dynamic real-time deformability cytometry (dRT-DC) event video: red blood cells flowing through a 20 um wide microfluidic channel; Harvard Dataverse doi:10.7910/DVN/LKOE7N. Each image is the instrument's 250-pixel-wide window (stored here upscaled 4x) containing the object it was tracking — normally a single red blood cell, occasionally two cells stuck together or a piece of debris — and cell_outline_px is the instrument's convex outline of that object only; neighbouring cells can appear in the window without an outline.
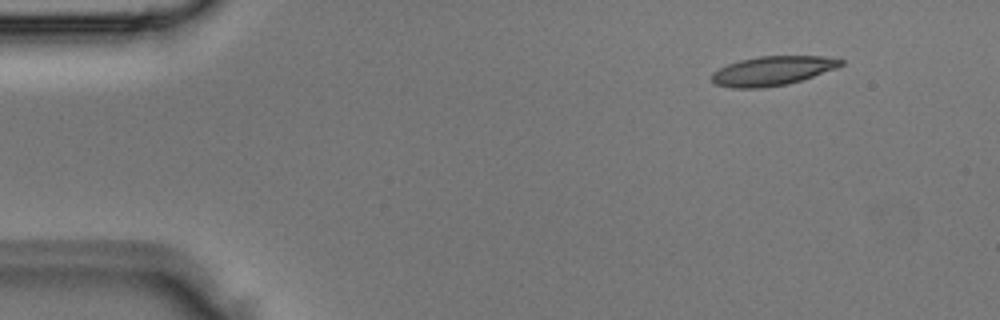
{"species": "Egyptian fruit bat (a non-hibernating species)", "species_latin": "Rousettus aegyptiacus", "temperature_condition": "room temperature", "stored_images_in_passage": 3, "camera_frame_rate_fps": 3000, "um_per_image_px": 0.085, "animal": {"sex": "male"}, "frame": {"image": 1, "passage_image": 1, "time_ms": 0.0, "image_size_px": [1000, 320], "cell_outline_px": [[844, 64], [836, 68], [788, 84], [764, 88], [732, 88], [716, 84], [712, 80], [712, 72], [728, 64], [740, 60], [760, 56], [820, 56], [844, 60]], "centroid_in_image_um": [65.64, 6.02], "position_along_channel_um": 19.4, "area_um2": 21.79}}